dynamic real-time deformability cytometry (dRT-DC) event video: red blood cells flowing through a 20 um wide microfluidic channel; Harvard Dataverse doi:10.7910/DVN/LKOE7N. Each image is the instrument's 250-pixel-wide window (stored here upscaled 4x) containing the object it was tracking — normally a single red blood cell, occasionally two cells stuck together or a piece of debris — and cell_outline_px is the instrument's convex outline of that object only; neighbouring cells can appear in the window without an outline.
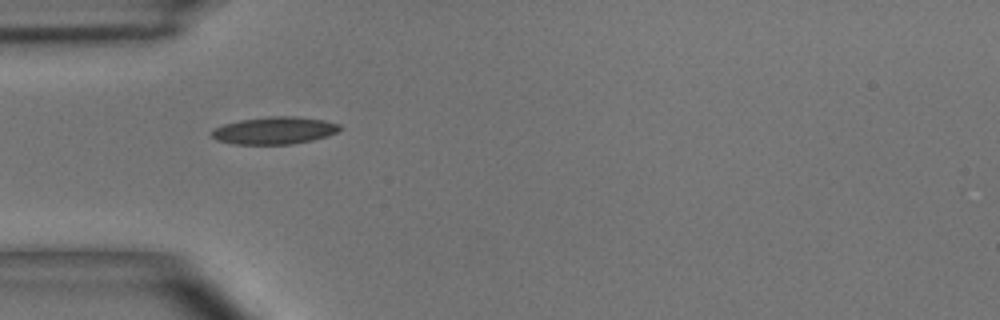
{"species": "common noctule bat (a hibernating species)", "species_latin": "Nyctalus noctula", "temperature_condition": "room temperature", "stored_images_in_passage": 1, "camera_frame_rate_fps": 3000, "um_per_image_px": 0.085, "animal": {"sex": "male", "body_mass_g": 15.6}, "frame": {"image": 1, "passage_image": 1, "time_ms": 0.0, "image_size_px": [1000, 320], "cell_outline_px": [[344, 128], [328, 136], [312, 140], [292, 144], [232, 144], [216, 140], [212, 136], [212, 132], [216, 128], [224, 124], [240, 120], [268, 116], [296, 116], [324, 120], [340, 124]], "centroid_in_image_um": [23.37, 11.09], "position_along_channel_um": 61.6, "area_um2": 20.46}}